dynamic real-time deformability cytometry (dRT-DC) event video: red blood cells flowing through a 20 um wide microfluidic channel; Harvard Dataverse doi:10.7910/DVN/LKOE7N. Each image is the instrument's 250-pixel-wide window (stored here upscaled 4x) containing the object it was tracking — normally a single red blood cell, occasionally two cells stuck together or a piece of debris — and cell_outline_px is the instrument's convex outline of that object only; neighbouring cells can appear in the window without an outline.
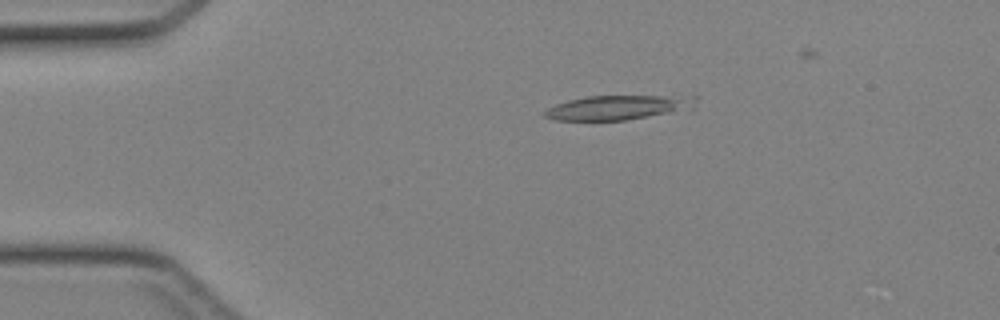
{"species": "Egyptian fruit bat (a non-hibernating species)", "species_latin": "Rousettus aegyptiacus", "temperature_condition": "cold", "stored_images_in_passage": 42, "camera_frame_rate_fps": 3000, "um_per_image_px": 0.085, "animal": {"sex": "female"}, "frame": {"image": 1, "passage_image": 10, "time_ms": 3.0, "image_size_px": [1000, 320], "cell_outline_px": [[700, 96], [692, 108], [672, 112], [624, 120], [552, 120], [544, 116], [544, 112], [548, 108], [556, 104], [568, 100], [588, 96]], "centroid_in_image_um": [52.52, 9.13], "position_along_channel_um": 32.5, "area_um2": 21.27}}
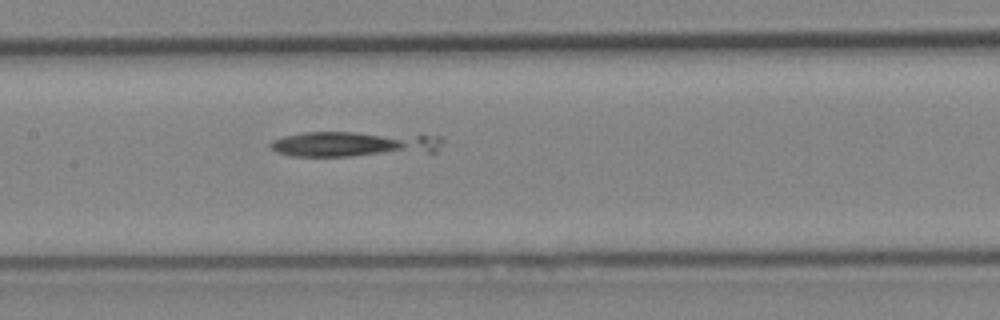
{"frame": {"image": 2, "passage_image": 23, "time_ms": 7.333, "image_size_px": [1000, 320], "cell_outline_px": [[444, 140], [436, 152], [348, 156], [292, 156], [280, 152], [272, 148], [268, 144], [272, 140], [284, 136], [304, 132], [420, 132], [440, 136]], "centroid_in_image_um": [30.26, 12.21], "position_along_channel_um": 177.1, "area_um2": 26.3}}
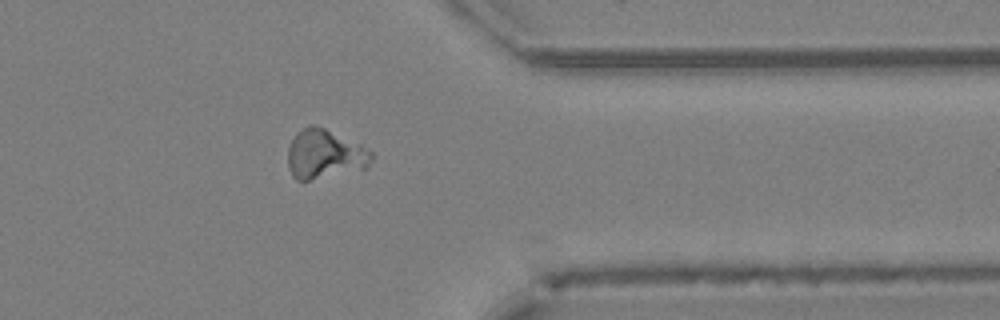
{"frame": {"image": 3, "passage_image": 37, "time_ms": 12.0, "image_size_px": [1000, 320], "cell_outline_px": [[372, 160], [368, 168], [308, 180], [296, 180], [292, 176], [288, 168], [288, 148], [296, 132], [308, 124], [312, 124], [324, 128], [360, 144], [372, 152]], "centroid_in_image_um": [27.58, 13.1], "position_along_channel_um": 383.8, "area_um2": 23.99}}